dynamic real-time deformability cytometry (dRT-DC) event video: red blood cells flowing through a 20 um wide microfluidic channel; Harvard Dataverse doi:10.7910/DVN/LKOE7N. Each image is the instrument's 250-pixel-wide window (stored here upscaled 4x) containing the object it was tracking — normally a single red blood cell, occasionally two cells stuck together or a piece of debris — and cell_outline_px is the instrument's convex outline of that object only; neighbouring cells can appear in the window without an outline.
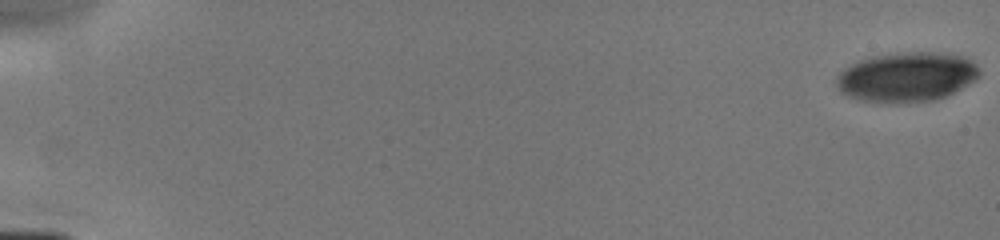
{"species": "human", "species_latin": "Homo sapiens", "temperature_condition": "cold", "stored_images_in_passage": 8, "camera_frame_rate_fps": 3000, "um_per_image_px": 0.085, "donor": {"sex": "male"}, "frame": {"image": 1, "passage_image": 1, "time_ms": 0.0, "image_size_px": [1000, 240], "cell_outline_px": [[980, 76], [968, 84], [936, 100], [860, 100], [848, 96], [840, 92], [836, 84], [836, 76], [844, 68], [860, 60], [872, 56], [896, 52], [936, 52], [964, 56], [972, 60], [976, 64], [980, 72]], "centroid_in_image_um": [77.07, 6.49], "position_along_channel_um": 7.9, "area_um2": 40.58}}
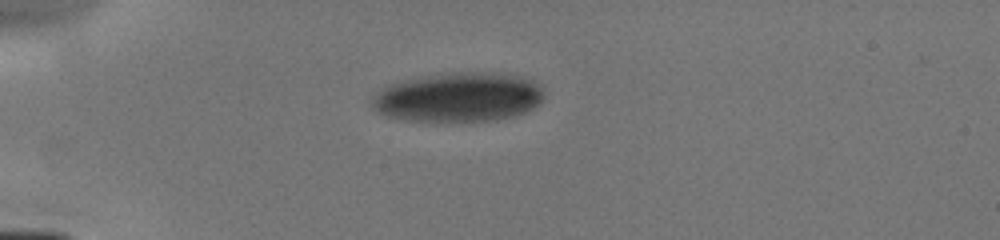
{"frame": {"image": 2, "passage_image": 6, "time_ms": 4.667, "image_size_px": [1000, 240], "cell_outline_px": [[544, 96], [532, 108], [524, 112], [512, 116], [496, 120], [408, 120], [388, 116], [376, 112], [372, 108], [372, 100], [388, 84], [408, 80], [432, 76], [468, 72], [516, 76], [532, 80], [544, 92]], "centroid_in_image_um": [38.96, 8.28], "position_along_channel_um": 46.0, "area_um2": 47.74}}
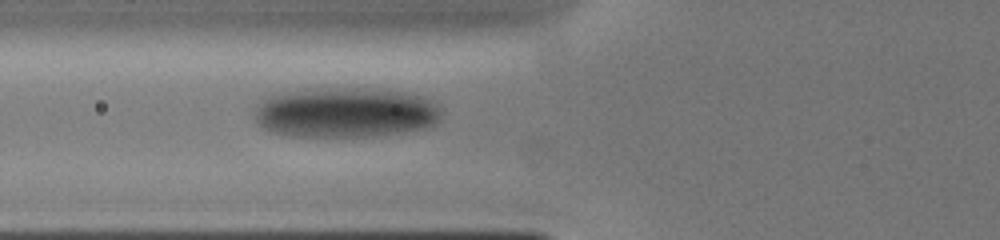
{"frame": {"image": 3, "passage_image": 8, "time_ms": 6.667, "image_size_px": [1000, 240], "cell_outline_px": [[440, 112], [436, 120], [432, 124], [424, 128], [372, 136], [292, 136], [272, 132], [264, 128], [256, 120], [256, 108], [264, 100], [272, 96], [296, 92], [328, 88], [356, 88], [400, 92], [424, 96], [440, 104]], "centroid_in_image_um": [29.41, 9.58], "position_along_channel_um": 96.4, "area_um2": 53.35}}